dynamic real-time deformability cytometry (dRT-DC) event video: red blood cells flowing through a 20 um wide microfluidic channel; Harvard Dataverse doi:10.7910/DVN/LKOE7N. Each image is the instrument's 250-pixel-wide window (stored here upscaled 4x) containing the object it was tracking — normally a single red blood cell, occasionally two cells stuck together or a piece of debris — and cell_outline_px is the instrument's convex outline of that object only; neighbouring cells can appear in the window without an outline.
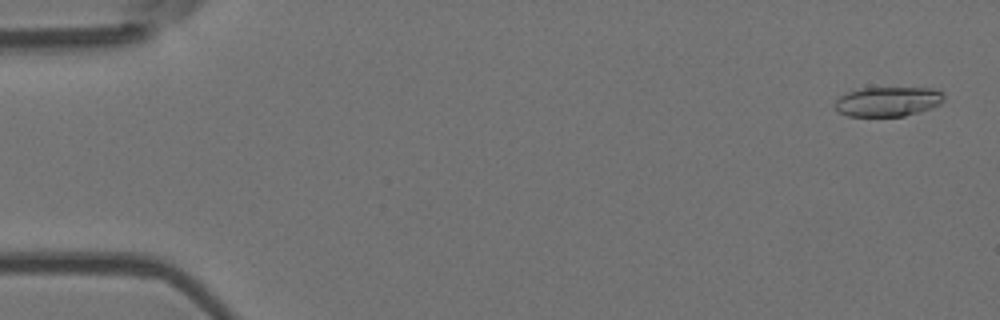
{"species": "Egyptian fruit bat (a non-hibernating species)", "species_latin": "Rousettus aegyptiacus", "temperature_condition": "room temperature", "stored_images_in_passage": 54, "camera_frame_rate_fps": 3000, "um_per_image_px": 0.085, "animal": {"sex": "female"}, "frame": {"image": 1, "passage_image": 2, "time_ms": 0.333, "image_size_px": [1000, 320], "cell_outline_px": [[944, 100], [940, 104], [932, 108], [904, 116], [848, 116], [836, 112], [832, 104], [840, 96], [848, 92], [860, 88], [932, 88], [944, 92]], "centroid_in_image_um": [75.44, 8.63], "position_along_channel_um": 9.6, "area_um2": 19.07}}
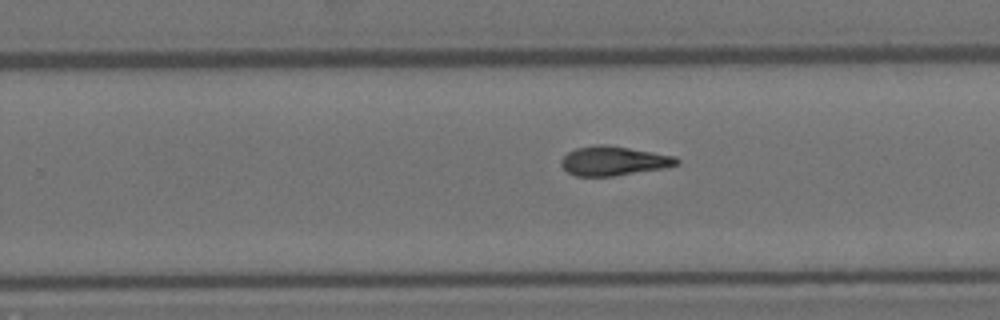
{"frame": {"image": 2, "passage_image": 34, "time_ms": 11.0, "image_size_px": [1000, 320], "cell_outline_px": [[680, 164], [660, 168], [612, 176], [576, 176], [568, 172], [560, 164], [560, 160], [568, 152], [576, 148], [596, 144], [604, 144], [676, 156], [680, 160]], "centroid_in_image_um": [52.13, 13.67], "position_along_channel_um": 277.7, "area_um2": 19.48}}
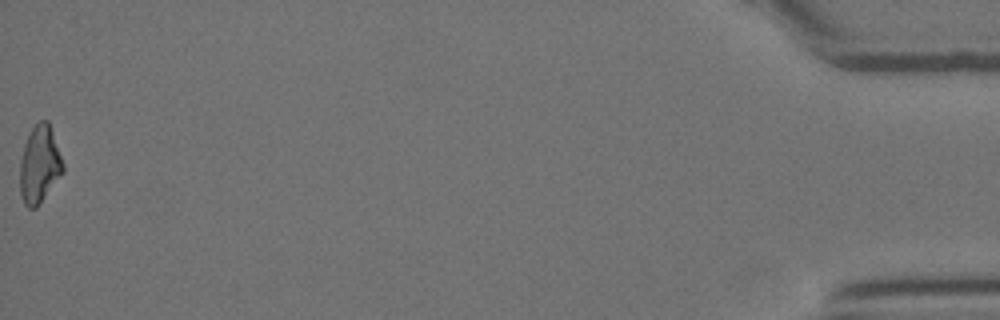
{"frame": {"image": 3, "passage_image": 54, "time_ms": 17.667, "image_size_px": [1000, 320], "cell_outline_px": [[64, 172], [36, 208], [28, 208], [24, 204], [20, 196], [20, 160], [24, 144], [32, 128], [40, 120], [48, 120], [64, 164]], "centroid_in_image_um": [3.36, 14.0], "position_along_channel_um": 431.8, "area_um2": 19.42}, "authors_computed_cell_mechanics": {"area_um2": 19.3341, "velocity_mm_per_s": 3.7979, "shape_relaxation_time_tau1_ms": null, "shape_relaxation_time_tau2_ms": 4.2315, "deformation_change_tau1": null, "deformation_change_tau2": 0.1308}}